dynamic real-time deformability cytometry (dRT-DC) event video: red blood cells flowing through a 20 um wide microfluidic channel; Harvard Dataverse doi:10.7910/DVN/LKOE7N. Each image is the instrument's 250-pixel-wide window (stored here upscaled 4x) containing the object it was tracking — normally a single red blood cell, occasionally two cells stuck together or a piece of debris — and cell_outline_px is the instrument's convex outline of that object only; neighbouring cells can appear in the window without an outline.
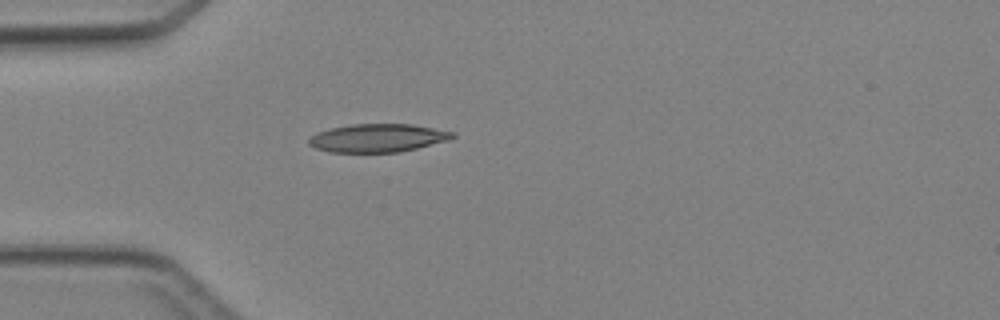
{"species": "Egyptian fruit bat (a non-hibernating species)", "species_latin": "Rousettus aegyptiacus", "temperature_condition": "cold", "stored_images_in_passage": 4, "camera_frame_rate_fps": 3000, "um_per_image_px": 0.085, "animal": {"sex": "female"}, "frame": {"image": 1, "passage_image": 4, "time_ms": 3.667, "image_size_px": [1000, 320], "cell_outline_px": [[456, 136], [448, 140], [400, 152], [332, 152], [316, 148], [308, 144], [308, 140], [312, 136], [320, 132], [332, 128], [352, 124], [412, 124], [456, 132]], "centroid_in_image_um": [32.15, 11.72], "position_along_channel_um": 52.9, "area_um2": 23.41}}